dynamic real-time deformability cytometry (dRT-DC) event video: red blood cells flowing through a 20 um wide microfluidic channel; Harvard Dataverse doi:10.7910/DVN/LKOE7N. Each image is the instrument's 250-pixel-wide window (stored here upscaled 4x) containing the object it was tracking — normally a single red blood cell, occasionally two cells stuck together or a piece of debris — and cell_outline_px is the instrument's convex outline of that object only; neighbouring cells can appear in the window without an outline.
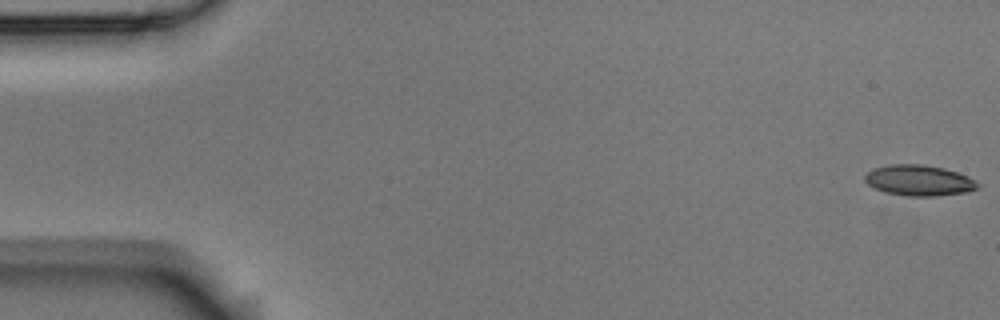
{"species": "Egyptian fruit bat (a non-hibernating species)", "species_latin": "Rousettus aegyptiacus", "temperature_condition": "room temperature", "stored_images_in_passage": 16, "camera_frame_rate_fps": 3000, "um_per_image_px": 0.085, "animal": {"sex": "male"}, "frame": {"image": 1, "passage_image": 1, "time_ms": 0.0, "image_size_px": [1000, 320], "cell_outline_px": [[972, 188], [952, 192], [896, 192], [880, 188], [876, 184], [888, 168], [936, 168], [952, 172], [960, 176]], "centroid_in_image_um": [78.33, 15.35], "position_along_channel_um": 6.7, "area_um2": 13.47}}
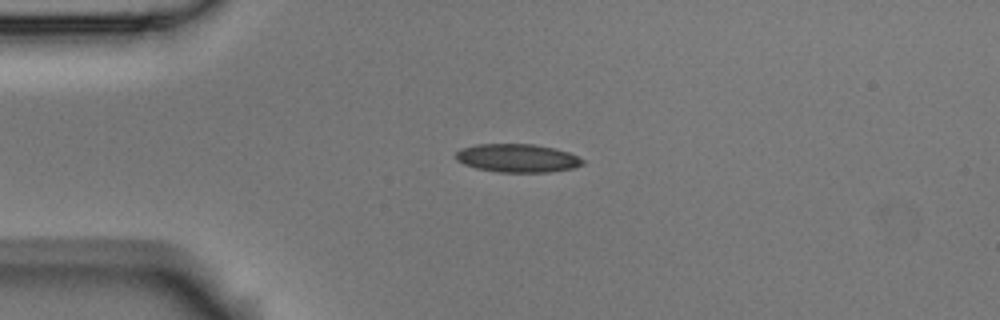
{"frame": {"image": 2, "passage_image": 13, "time_ms": 4.0, "image_size_px": [1000, 320], "cell_outline_px": [[576, 164], [560, 168], [492, 168], [476, 164], [464, 160], [460, 156], [464, 152], [480, 148], [540, 148], [572, 156], [576, 160]], "centroid_in_image_um": [44.05, 13.44], "position_along_channel_um": 41.0, "area_um2": 13.87}}